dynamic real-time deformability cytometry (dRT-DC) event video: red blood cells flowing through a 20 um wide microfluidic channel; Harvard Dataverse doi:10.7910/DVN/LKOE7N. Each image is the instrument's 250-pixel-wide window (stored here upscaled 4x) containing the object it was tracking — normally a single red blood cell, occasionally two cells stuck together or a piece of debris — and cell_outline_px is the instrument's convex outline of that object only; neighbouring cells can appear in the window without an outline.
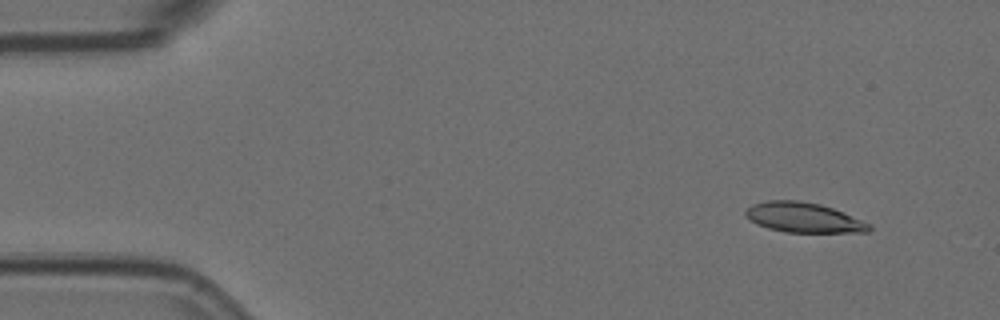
{"species": "Egyptian fruit bat (a non-hibernating species)", "species_latin": "Rousettus aegyptiacus", "temperature_condition": "room temperature", "stored_images_in_passage": 6, "camera_frame_rate_fps": 3000, "um_per_image_px": 0.085, "animal": {"sex": "female"}, "frame": {"image": 1, "passage_image": 2, "time_ms": 0.333, "image_size_px": [1000, 320], "cell_outline_px": [[872, 228], [868, 232], [784, 232], [768, 228], [756, 224], [744, 216], [744, 212], [752, 204], [764, 200], [800, 200], [820, 204], [832, 208], [872, 224]], "centroid_in_image_um": [68.27, 18.48], "position_along_channel_um": 16.7, "area_um2": 21.68}}
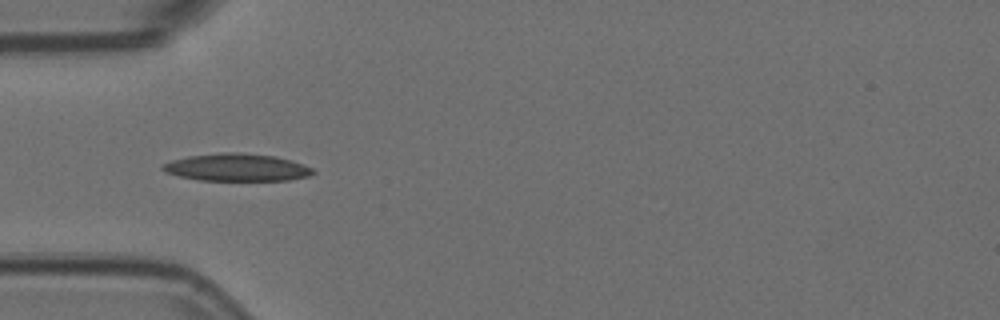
{"frame": {"image": 2, "passage_image": 5, "time_ms": 1.333, "image_size_px": [1000, 320], "cell_outline_px": [[316, 172], [308, 176], [288, 180], [200, 180], [180, 176], [164, 172], [160, 168], [164, 164], [172, 160], [188, 156], [220, 152], [240, 152], [276, 156], [292, 160], [304, 164], [312, 168]], "centroid_in_image_um": [20.14, 14.22], "position_along_channel_um": 64.9, "area_um2": 24.1}}
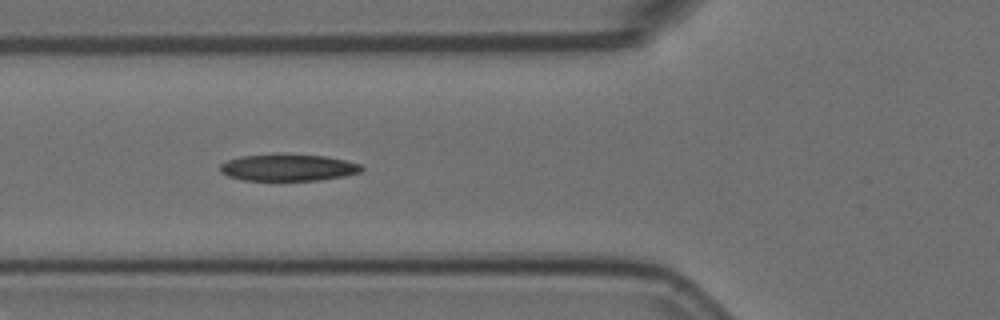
{"frame": {"image": 3, "passage_image": 6, "time_ms": 1.667, "image_size_px": [1000, 320], "cell_outline_px": [[364, 168], [360, 172], [344, 176], [320, 180], [240, 180], [228, 176], [220, 172], [220, 164], [228, 160], [240, 156], [276, 152], [324, 156], [344, 160], [360, 164]], "centroid_in_image_um": [24.44, 14.22], "position_along_channel_um": 101.4, "area_um2": 22.54}}